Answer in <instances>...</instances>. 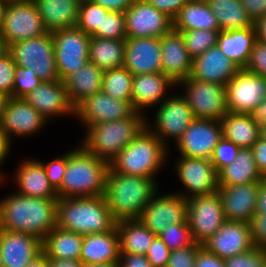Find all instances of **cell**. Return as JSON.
<instances>
[{"mask_svg":"<svg viewBox=\"0 0 266 267\" xmlns=\"http://www.w3.org/2000/svg\"><path fill=\"white\" fill-rule=\"evenodd\" d=\"M11 194L0 201V229L31 234L42 241L56 227L58 198Z\"/></svg>","mask_w":266,"mask_h":267,"instance_id":"1","label":"cell"},{"mask_svg":"<svg viewBox=\"0 0 266 267\" xmlns=\"http://www.w3.org/2000/svg\"><path fill=\"white\" fill-rule=\"evenodd\" d=\"M155 179L125 175L110 166L106 174L104 197L116 222L138 219L157 193Z\"/></svg>","mask_w":266,"mask_h":267,"instance_id":"2","label":"cell"},{"mask_svg":"<svg viewBox=\"0 0 266 267\" xmlns=\"http://www.w3.org/2000/svg\"><path fill=\"white\" fill-rule=\"evenodd\" d=\"M56 226L84 236L111 231L116 221L104 195L58 198Z\"/></svg>","mask_w":266,"mask_h":267,"instance_id":"3","label":"cell"},{"mask_svg":"<svg viewBox=\"0 0 266 267\" xmlns=\"http://www.w3.org/2000/svg\"><path fill=\"white\" fill-rule=\"evenodd\" d=\"M109 164L82 145L67 152V167L58 198L102 196Z\"/></svg>","mask_w":266,"mask_h":267,"instance_id":"4","label":"cell"},{"mask_svg":"<svg viewBox=\"0 0 266 267\" xmlns=\"http://www.w3.org/2000/svg\"><path fill=\"white\" fill-rule=\"evenodd\" d=\"M165 145L147 126L110 163L118 173L155 179L167 159ZM167 154V155H166Z\"/></svg>","mask_w":266,"mask_h":267,"instance_id":"5","label":"cell"},{"mask_svg":"<svg viewBox=\"0 0 266 267\" xmlns=\"http://www.w3.org/2000/svg\"><path fill=\"white\" fill-rule=\"evenodd\" d=\"M134 112L130 117L98 123L87 128L81 145L109 165L146 126V117Z\"/></svg>","mask_w":266,"mask_h":267,"instance_id":"6","label":"cell"},{"mask_svg":"<svg viewBox=\"0 0 266 267\" xmlns=\"http://www.w3.org/2000/svg\"><path fill=\"white\" fill-rule=\"evenodd\" d=\"M16 65L31 69L42 81H59L51 32L10 44Z\"/></svg>","mask_w":266,"mask_h":267,"instance_id":"7","label":"cell"},{"mask_svg":"<svg viewBox=\"0 0 266 267\" xmlns=\"http://www.w3.org/2000/svg\"><path fill=\"white\" fill-rule=\"evenodd\" d=\"M33 0H9L0 29L2 42L10 44L47 34Z\"/></svg>","mask_w":266,"mask_h":267,"instance_id":"8","label":"cell"},{"mask_svg":"<svg viewBox=\"0 0 266 267\" xmlns=\"http://www.w3.org/2000/svg\"><path fill=\"white\" fill-rule=\"evenodd\" d=\"M185 85L186 100L196 119L221 120L229 111L226 89L222 84L204 82L190 76L176 86Z\"/></svg>","mask_w":266,"mask_h":267,"instance_id":"9","label":"cell"},{"mask_svg":"<svg viewBox=\"0 0 266 267\" xmlns=\"http://www.w3.org/2000/svg\"><path fill=\"white\" fill-rule=\"evenodd\" d=\"M60 80L77 72L89 61L90 35L77 26L51 32Z\"/></svg>","mask_w":266,"mask_h":267,"instance_id":"10","label":"cell"},{"mask_svg":"<svg viewBox=\"0 0 266 267\" xmlns=\"http://www.w3.org/2000/svg\"><path fill=\"white\" fill-rule=\"evenodd\" d=\"M225 221L218 192L188 199L187 222L194 242H205Z\"/></svg>","mask_w":266,"mask_h":267,"instance_id":"11","label":"cell"},{"mask_svg":"<svg viewBox=\"0 0 266 267\" xmlns=\"http://www.w3.org/2000/svg\"><path fill=\"white\" fill-rule=\"evenodd\" d=\"M124 17L126 38H161L173 29V20L146 0H134Z\"/></svg>","mask_w":266,"mask_h":267,"instance_id":"12","label":"cell"},{"mask_svg":"<svg viewBox=\"0 0 266 267\" xmlns=\"http://www.w3.org/2000/svg\"><path fill=\"white\" fill-rule=\"evenodd\" d=\"M225 89L228 111L250 114L266 98V78L240 69Z\"/></svg>","mask_w":266,"mask_h":267,"instance_id":"13","label":"cell"},{"mask_svg":"<svg viewBox=\"0 0 266 267\" xmlns=\"http://www.w3.org/2000/svg\"><path fill=\"white\" fill-rule=\"evenodd\" d=\"M158 107L155 114L154 127L150 126L148 122L146 126L164 144H166L165 141H167L168 137L174 139L176 143L182 137L187 127L193 122L195 116L186 100L182 95L178 94L167 97Z\"/></svg>","mask_w":266,"mask_h":267,"instance_id":"14","label":"cell"},{"mask_svg":"<svg viewBox=\"0 0 266 267\" xmlns=\"http://www.w3.org/2000/svg\"><path fill=\"white\" fill-rule=\"evenodd\" d=\"M188 199L179 194L160 195L156 193L142 210L139 220L155 235L168 225L187 222Z\"/></svg>","mask_w":266,"mask_h":267,"instance_id":"15","label":"cell"},{"mask_svg":"<svg viewBox=\"0 0 266 267\" xmlns=\"http://www.w3.org/2000/svg\"><path fill=\"white\" fill-rule=\"evenodd\" d=\"M180 157L175 170L189 194L182 192L179 195L189 199L218 191V173L209 159Z\"/></svg>","mask_w":266,"mask_h":267,"instance_id":"16","label":"cell"},{"mask_svg":"<svg viewBox=\"0 0 266 267\" xmlns=\"http://www.w3.org/2000/svg\"><path fill=\"white\" fill-rule=\"evenodd\" d=\"M135 112L132 102L121 101L100 91L83 99L74 107V114L87 128L107 121L121 120Z\"/></svg>","mask_w":266,"mask_h":267,"instance_id":"17","label":"cell"},{"mask_svg":"<svg viewBox=\"0 0 266 267\" xmlns=\"http://www.w3.org/2000/svg\"><path fill=\"white\" fill-rule=\"evenodd\" d=\"M221 138L222 126L219 120L195 118L176 144L181 156L210 160Z\"/></svg>","mask_w":266,"mask_h":267,"instance_id":"18","label":"cell"},{"mask_svg":"<svg viewBox=\"0 0 266 267\" xmlns=\"http://www.w3.org/2000/svg\"><path fill=\"white\" fill-rule=\"evenodd\" d=\"M202 247L222 259L252 249L254 244L250 224L226 220L214 235L202 243Z\"/></svg>","mask_w":266,"mask_h":267,"instance_id":"19","label":"cell"},{"mask_svg":"<svg viewBox=\"0 0 266 267\" xmlns=\"http://www.w3.org/2000/svg\"><path fill=\"white\" fill-rule=\"evenodd\" d=\"M47 120L24 98L10 97L5 105L0 130L11 142L10 137L34 135Z\"/></svg>","mask_w":266,"mask_h":267,"instance_id":"20","label":"cell"},{"mask_svg":"<svg viewBox=\"0 0 266 267\" xmlns=\"http://www.w3.org/2000/svg\"><path fill=\"white\" fill-rule=\"evenodd\" d=\"M161 38H126L123 66L133 75L162 73Z\"/></svg>","mask_w":266,"mask_h":267,"instance_id":"21","label":"cell"},{"mask_svg":"<svg viewBox=\"0 0 266 267\" xmlns=\"http://www.w3.org/2000/svg\"><path fill=\"white\" fill-rule=\"evenodd\" d=\"M24 99L46 120L54 116L74 115L64 81H42Z\"/></svg>","mask_w":266,"mask_h":267,"instance_id":"22","label":"cell"},{"mask_svg":"<svg viewBox=\"0 0 266 267\" xmlns=\"http://www.w3.org/2000/svg\"><path fill=\"white\" fill-rule=\"evenodd\" d=\"M258 191L259 182L219 186L217 192L221 199L226 220L249 223L255 214Z\"/></svg>","mask_w":266,"mask_h":267,"instance_id":"23","label":"cell"},{"mask_svg":"<svg viewBox=\"0 0 266 267\" xmlns=\"http://www.w3.org/2000/svg\"><path fill=\"white\" fill-rule=\"evenodd\" d=\"M162 73L174 84L191 75L193 59L190 57L180 32L171 30L161 37Z\"/></svg>","mask_w":266,"mask_h":267,"instance_id":"24","label":"cell"},{"mask_svg":"<svg viewBox=\"0 0 266 267\" xmlns=\"http://www.w3.org/2000/svg\"><path fill=\"white\" fill-rule=\"evenodd\" d=\"M42 252V241L31 234L0 229L3 267H26Z\"/></svg>","mask_w":266,"mask_h":267,"instance_id":"25","label":"cell"},{"mask_svg":"<svg viewBox=\"0 0 266 267\" xmlns=\"http://www.w3.org/2000/svg\"><path fill=\"white\" fill-rule=\"evenodd\" d=\"M240 70L216 45L193 59L191 78L224 86Z\"/></svg>","mask_w":266,"mask_h":267,"instance_id":"26","label":"cell"},{"mask_svg":"<svg viewBox=\"0 0 266 267\" xmlns=\"http://www.w3.org/2000/svg\"><path fill=\"white\" fill-rule=\"evenodd\" d=\"M175 86L163 73L134 75L131 102L135 112L143 113V108L161 104L166 97V90Z\"/></svg>","mask_w":266,"mask_h":267,"instance_id":"27","label":"cell"},{"mask_svg":"<svg viewBox=\"0 0 266 267\" xmlns=\"http://www.w3.org/2000/svg\"><path fill=\"white\" fill-rule=\"evenodd\" d=\"M120 240L117 228L102 233L84 235L80 261L84 264L119 263Z\"/></svg>","mask_w":266,"mask_h":267,"instance_id":"28","label":"cell"},{"mask_svg":"<svg viewBox=\"0 0 266 267\" xmlns=\"http://www.w3.org/2000/svg\"><path fill=\"white\" fill-rule=\"evenodd\" d=\"M19 165L15 174L18 194L37 198H58L57 191L46 176L43 162L26 159Z\"/></svg>","mask_w":266,"mask_h":267,"instance_id":"29","label":"cell"},{"mask_svg":"<svg viewBox=\"0 0 266 267\" xmlns=\"http://www.w3.org/2000/svg\"><path fill=\"white\" fill-rule=\"evenodd\" d=\"M48 32L75 27L82 0H33Z\"/></svg>","mask_w":266,"mask_h":267,"instance_id":"30","label":"cell"},{"mask_svg":"<svg viewBox=\"0 0 266 267\" xmlns=\"http://www.w3.org/2000/svg\"><path fill=\"white\" fill-rule=\"evenodd\" d=\"M256 41L255 29L223 30L217 38V46L240 69H245L248 64L254 42Z\"/></svg>","mask_w":266,"mask_h":267,"instance_id":"31","label":"cell"},{"mask_svg":"<svg viewBox=\"0 0 266 267\" xmlns=\"http://www.w3.org/2000/svg\"><path fill=\"white\" fill-rule=\"evenodd\" d=\"M103 74L100 68L88 61L63 80L68 98L74 107L88 96L102 91Z\"/></svg>","mask_w":266,"mask_h":267,"instance_id":"32","label":"cell"},{"mask_svg":"<svg viewBox=\"0 0 266 267\" xmlns=\"http://www.w3.org/2000/svg\"><path fill=\"white\" fill-rule=\"evenodd\" d=\"M220 122L222 137L240 148H251L261 137V127L250 114L228 112Z\"/></svg>","mask_w":266,"mask_h":267,"instance_id":"33","label":"cell"},{"mask_svg":"<svg viewBox=\"0 0 266 267\" xmlns=\"http://www.w3.org/2000/svg\"><path fill=\"white\" fill-rule=\"evenodd\" d=\"M264 179L259 172L251 148H240L237 158L218 173L219 186H231L261 182Z\"/></svg>","mask_w":266,"mask_h":267,"instance_id":"34","label":"cell"},{"mask_svg":"<svg viewBox=\"0 0 266 267\" xmlns=\"http://www.w3.org/2000/svg\"><path fill=\"white\" fill-rule=\"evenodd\" d=\"M220 30L206 0H190L173 19V30Z\"/></svg>","mask_w":266,"mask_h":267,"instance_id":"35","label":"cell"},{"mask_svg":"<svg viewBox=\"0 0 266 267\" xmlns=\"http://www.w3.org/2000/svg\"><path fill=\"white\" fill-rule=\"evenodd\" d=\"M84 236L54 227L42 240V252L48 258L80 259Z\"/></svg>","mask_w":266,"mask_h":267,"instance_id":"36","label":"cell"},{"mask_svg":"<svg viewBox=\"0 0 266 267\" xmlns=\"http://www.w3.org/2000/svg\"><path fill=\"white\" fill-rule=\"evenodd\" d=\"M120 240V252L145 255L155 238L139 219L116 222Z\"/></svg>","mask_w":266,"mask_h":267,"instance_id":"37","label":"cell"},{"mask_svg":"<svg viewBox=\"0 0 266 267\" xmlns=\"http://www.w3.org/2000/svg\"><path fill=\"white\" fill-rule=\"evenodd\" d=\"M125 40L90 37L89 61L103 72L124 63Z\"/></svg>","mask_w":266,"mask_h":267,"instance_id":"38","label":"cell"},{"mask_svg":"<svg viewBox=\"0 0 266 267\" xmlns=\"http://www.w3.org/2000/svg\"><path fill=\"white\" fill-rule=\"evenodd\" d=\"M217 18L220 31L253 27V21L244 9L241 0H206Z\"/></svg>","mask_w":266,"mask_h":267,"instance_id":"39","label":"cell"},{"mask_svg":"<svg viewBox=\"0 0 266 267\" xmlns=\"http://www.w3.org/2000/svg\"><path fill=\"white\" fill-rule=\"evenodd\" d=\"M133 77L124 66L105 71L102 91L118 100L131 102Z\"/></svg>","mask_w":266,"mask_h":267,"instance_id":"40","label":"cell"},{"mask_svg":"<svg viewBox=\"0 0 266 267\" xmlns=\"http://www.w3.org/2000/svg\"><path fill=\"white\" fill-rule=\"evenodd\" d=\"M181 33L187 51L192 59L200 56L211 47L217 45L220 30H190L178 31Z\"/></svg>","mask_w":266,"mask_h":267,"instance_id":"41","label":"cell"},{"mask_svg":"<svg viewBox=\"0 0 266 267\" xmlns=\"http://www.w3.org/2000/svg\"><path fill=\"white\" fill-rule=\"evenodd\" d=\"M109 11L110 10L90 0H82L76 26L91 36L97 28H101L103 17H105Z\"/></svg>","mask_w":266,"mask_h":267,"instance_id":"42","label":"cell"},{"mask_svg":"<svg viewBox=\"0 0 266 267\" xmlns=\"http://www.w3.org/2000/svg\"><path fill=\"white\" fill-rule=\"evenodd\" d=\"M91 36L125 40L126 30L124 13L120 11H109L107 15L103 17L101 28H97Z\"/></svg>","mask_w":266,"mask_h":267,"instance_id":"43","label":"cell"},{"mask_svg":"<svg viewBox=\"0 0 266 267\" xmlns=\"http://www.w3.org/2000/svg\"><path fill=\"white\" fill-rule=\"evenodd\" d=\"M158 236L171 251L190 246L194 242L188 222L170 224Z\"/></svg>","mask_w":266,"mask_h":267,"instance_id":"44","label":"cell"},{"mask_svg":"<svg viewBox=\"0 0 266 267\" xmlns=\"http://www.w3.org/2000/svg\"><path fill=\"white\" fill-rule=\"evenodd\" d=\"M41 82L42 80L31 69L16 65L13 98H24Z\"/></svg>","mask_w":266,"mask_h":267,"instance_id":"45","label":"cell"},{"mask_svg":"<svg viewBox=\"0 0 266 267\" xmlns=\"http://www.w3.org/2000/svg\"><path fill=\"white\" fill-rule=\"evenodd\" d=\"M16 63L11 53L4 49L0 53V93L13 97Z\"/></svg>","mask_w":266,"mask_h":267,"instance_id":"46","label":"cell"},{"mask_svg":"<svg viewBox=\"0 0 266 267\" xmlns=\"http://www.w3.org/2000/svg\"><path fill=\"white\" fill-rule=\"evenodd\" d=\"M239 150L240 147L223 137L218 141V144L215 146L210 158V161L215 167L217 173L237 158Z\"/></svg>","mask_w":266,"mask_h":267,"instance_id":"47","label":"cell"},{"mask_svg":"<svg viewBox=\"0 0 266 267\" xmlns=\"http://www.w3.org/2000/svg\"><path fill=\"white\" fill-rule=\"evenodd\" d=\"M266 250L254 246L245 252L224 259L226 267H263Z\"/></svg>","mask_w":266,"mask_h":267,"instance_id":"48","label":"cell"},{"mask_svg":"<svg viewBox=\"0 0 266 267\" xmlns=\"http://www.w3.org/2000/svg\"><path fill=\"white\" fill-rule=\"evenodd\" d=\"M200 243L193 242L190 246L172 250L166 267H195V260Z\"/></svg>","mask_w":266,"mask_h":267,"instance_id":"49","label":"cell"},{"mask_svg":"<svg viewBox=\"0 0 266 267\" xmlns=\"http://www.w3.org/2000/svg\"><path fill=\"white\" fill-rule=\"evenodd\" d=\"M245 70L266 78V44L257 40L254 42Z\"/></svg>","mask_w":266,"mask_h":267,"instance_id":"50","label":"cell"},{"mask_svg":"<svg viewBox=\"0 0 266 267\" xmlns=\"http://www.w3.org/2000/svg\"><path fill=\"white\" fill-rule=\"evenodd\" d=\"M49 183L57 191L63 183V176L67 167V153L53 161L43 163Z\"/></svg>","mask_w":266,"mask_h":267,"instance_id":"51","label":"cell"},{"mask_svg":"<svg viewBox=\"0 0 266 267\" xmlns=\"http://www.w3.org/2000/svg\"><path fill=\"white\" fill-rule=\"evenodd\" d=\"M171 250L162 239L156 235L150 245L146 257L153 267H166Z\"/></svg>","mask_w":266,"mask_h":267,"instance_id":"52","label":"cell"},{"mask_svg":"<svg viewBox=\"0 0 266 267\" xmlns=\"http://www.w3.org/2000/svg\"><path fill=\"white\" fill-rule=\"evenodd\" d=\"M249 224L254 246L266 250V213H255Z\"/></svg>","mask_w":266,"mask_h":267,"instance_id":"53","label":"cell"},{"mask_svg":"<svg viewBox=\"0 0 266 267\" xmlns=\"http://www.w3.org/2000/svg\"><path fill=\"white\" fill-rule=\"evenodd\" d=\"M152 6H154L160 12L166 14L172 20L176 17L178 12L190 1V0H146Z\"/></svg>","mask_w":266,"mask_h":267,"instance_id":"54","label":"cell"},{"mask_svg":"<svg viewBox=\"0 0 266 267\" xmlns=\"http://www.w3.org/2000/svg\"><path fill=\"white\" fill-rule=\"evenodd\" d=\"M195 267H226L224 259L208 252L204 247L198 249Z\"/></svg>","mask_w":266,"mask_h":267,"instance_id":"55","label":"cell"},{"mask_svg":"<svg viewBox=\"0 0 266 267\" xmlns=\"http://www.w3.org/2000/svg\"><path fill=\"white\" fill-rule=\"evenodd\" d=\"M251 150L259 172L266 178V140L260 137Z\"/></svg>","mask_w":266,"mask_h":267,"instance_id":"56","label":"cell"},{"mask_svg":"<svg viewBox=\"0 0 266 267\" xmlns=\"http://www.w3.org/2000/svg\"><path fill=\"white\" fill-rule=\"evenodd\" d=\"M241 3L253 22L266 15V0H241Z\"/></svg>","mask_w":266,"mask_h":267,"instance_id":"57","label":"cell"},{"mask_svg":"<svg viewBox=\"0 0 266 267\" xmlns=\"http://www.w3.org/2000/svg\"><path fill=\"white\" fill-rule=\"evenodd\" d=\"M119 267H153L145 255L120 253Z\"/></svg>","mask_w":266,"mask_h":267,"instance_id":"58","label":"cell"},{"mask_svg":"<svg viewBox=\"0 0 266 267\" xmlns=\"http://www.w3.org/2000/svg\"><path fill=\"white\" fill-rule=\"evenodd\" d=\"M93 3L101 5L102 7L112 10L125 12L127 8L133 3L134 0H90Z\"/></svg>","mask_w":266,"mask_h":267,"instance_id":"59","label":"cell"},{"mask_svg":"<svg viewBox=\"0 0 266 267\" xmlns=\"http://www.w3.org/2000/svg\"><path fill=\"white\" fill-rule=\"evenodd\" d=\"M253 120L260 126L266 125V98L263 99L256 108L250 113Z\"/></svg>","mask_w":266,"mask_h":267,"instance_id":"60","label":"cell"},{"mask_svg":"<svg viewBox=\"0 0 266 267\" xmlns=\"http://www.w3.org/2000/svg\"><path fill=\"white\" fill-rule=\"evenodd\" d=\"M255 213H266V178L259 182Z\"/></svg>","mask_w":266,"mask_h":267,"instance_id":"61","label":"cell"},{"mask_svg":"<svg viewBox=\"0 0 266 267\" xmlns=\"http://www.w3.org/2000/svg\"><path fill=\"white\" fill-rule=\"evenodd\" d=\"M49 267H84L80 260L48 258Z\"/></svg>","mask_w":266,"mask_h":267,"instance_id":"62","label":"cell"},{"mask_svg":"<svg viewBox=\"0 0 266 267\" xmlns=\"http://www.w3.org/2000/svg\"><path fill=\"white\" fill-rule=\"evenodd\" d=\"M256 39L266 44V15L253 22Z\"/></svg>","mask_w":266,"mask_h":267,"instance_id":"63","label":"cell"},{"mask_svg":"<svg viewBox=\"0 0 266 267\" xmlns=\"http://www.w3.org/2000/svg\"><path fill=\"white\" fill-rule=\"evenodd\" d=\"M11 146L10 141L4 135V133L0 130V166L3 163V160L6 159L7 154H9V148ZM1 173V172H0ZM3 173L0 174V179L3 181Z\"/></svg>","mask_w":266,"mask_h":267,"instance_id":"64","label":"cell"},{"mask_svg":"<svg viewBox=\"0 0 266 267\" xmlns=\"http://www.w3.org/2000/svg\"><path fill=\"white\" fill-rule=\"evenodd\" d=\"M26 267H49L48 257L41 252Z\"/></svg>","mask_w":266,"mask_h":267,"instance_id":"65","label":"cell"},{"mask_svg":"<svg viewBox=\"0 0 266 267\" xmlns=\"http://www.w3.org/2000/svg\"><path fill=\"white\" fill-rule=\"evenodd\" d=\"M8 3H9V0H0V29L3 24L5 10H6Z\"/></svg>","mask_w":266,"mask_h":267,"instance_id":"66","label":"cell"},{"mask_svg":"<svg viewBox=\"0 0 266 267\" xmlns=\"http://www.w3.org/2000/svg\"><path fill=\"white\" fill-rule=\"evenodd\" d=\"M84 267H119V263H93L84 265Z\"/></svg>","mask_w":266,"mask_h":267,"instance_id":"67","label":"cell"},{"mask_svg":"<svg viewBox=\"0 0 266 267\" xmlns=\"http://www.w3.org/2000/svg\"><path fill=\"white\" fill-rule=\"evenodd\" d=\"M8 99H9L8 96L0 93V121L2 119L3 111H4V108H5V105Z\"/></svg>","mask_w":266,"mask_h":267,"instance_id":"68","label":"cell"},{"mask_svg":"<svg viewBox=\"0 0 266 267\" xmlns=\"http://www.w3.org/2000/svg\"><path fill=\"white\" fill-rule=\"evenodd\" d=\"M260 136L266 140V125L261 127V133Z\"/></svg>","mask_w":266,"mask_h":267,"instance_id":"69","label":"cell"},{"mask_svg":"<svg viewBox=\"0 0 266 267\" xmlns=\"http://www.w3.org/2000/svg\"><path fill=\"white\" fill-rule=\"evenodd\" d=\"M4 49H6V48H5V46H4L3 42H2V38H1V35H0V53H1Z\"/></svg>","mask_w":266,"mask_h":267,"instance_id":"70","label":"cell"},{"mask_svg":"<svg viewBox=\"0 0 266 267\" xmlns=\"http://www.w3.org/2000/svg\"><path fill=\"white\" fill-rule=\"evenodd\" d=\"M0 267H3V261H2L1 253H0Z\"/></svg>","mask_w":266,"mask_h":267,"instance_id":"71","label":"cell"}]
</instances>
